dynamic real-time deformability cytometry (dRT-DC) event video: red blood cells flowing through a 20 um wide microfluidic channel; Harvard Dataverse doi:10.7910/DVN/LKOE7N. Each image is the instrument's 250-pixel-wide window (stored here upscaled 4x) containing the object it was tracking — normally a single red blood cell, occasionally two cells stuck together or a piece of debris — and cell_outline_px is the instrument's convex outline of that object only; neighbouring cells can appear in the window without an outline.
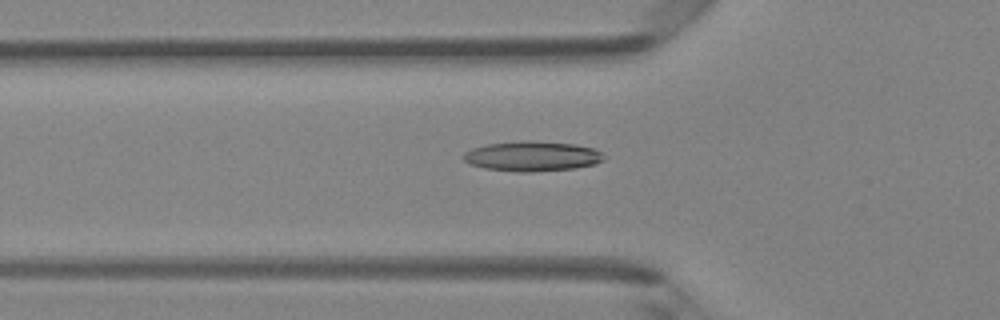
{"species": "Egyptian fruit bat (a non-hibernating species)", "species_latin": "Rousettus aegyptiacus", "temperature_condition": "room temperature", "stored_images_in_passage": 40, "camera_frame_rate_fps": 3000, "um_per_image_px": 0.085, "animal": {"sex": "female"}, "frame": {"image": 1, "passage_image": 8, "time_ms": 2.333, "image_size_px": [1000, 320], "cell_outline_px": [[604, 160], [592, 164], [576, 168], [532, 172], [520, 172], [484, 168], [468, 164], [464, 160], [464, 152], [472, 148], [488, 144], [528, 140], [576, 144], [592, 148], [600, 152], [604, 156]], "centroid_in_image_um": [45.22, 13.28], "position_along_channel_um": 80.6, "area_um2": 24.45}}
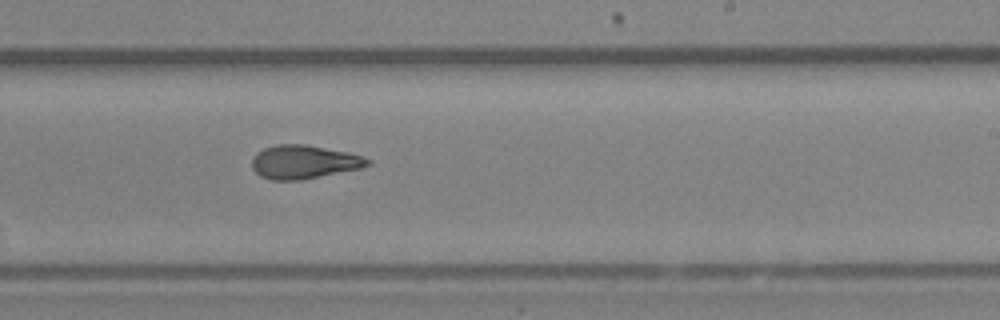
{"frame": {"image": 2, "passage_image": 21, "time_ms": 6.667, "image_size_px": [1000, 320], "cell_outline_px": [[372, 164], [360, 168], [300, 180], [272, 180], [260, 176], [252, 168], [252, 156], [256, 152], [264, 148], [276, 144], [304, 144], [364, 156], [372, 160]], "centroid_in_image_um": [25.8, 13.76], "position_along_channel_um": 263.2, "area_um2": 22.54}}
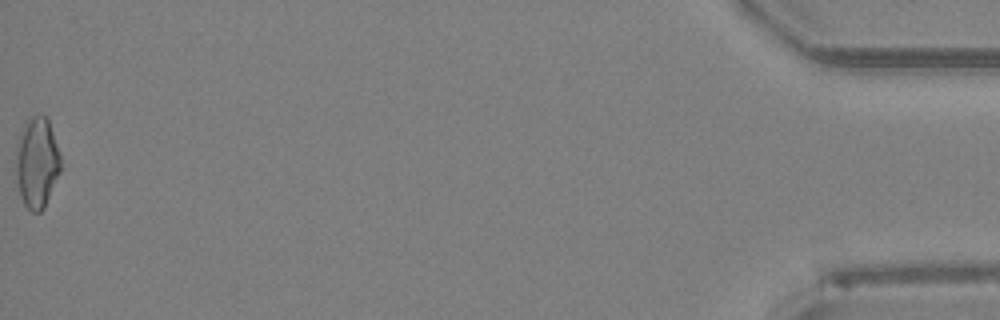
{"frame": {"image": 3, "passage_image": 40, "time_ms": 13.0, "image_size_px": [1000, 320], "cell_outline_px": [[64, 168], [44, 208], [40, 212], [32, 212], [24, 204], [16, 180], [16, 148], [24, 124], [28, 116], [36, 112], [48, 116], [60, 152]], "centroid_in_image_um": [3.19, 13.77], "position_along_channel_um": 432.0, "area_um2": 24.57}, "authors_computed_cell_mechanics": {"area_um2": 22.5131, "velocity_mm_per_s": 4.2179, "shape_relaxation_time_tau1_ms": 8.5388, "shape_relaxation_time_tau2_ms": 2.5832, "deformation_change_tau1": 0.2222, "deformation_change_tau2": 0.1173}}